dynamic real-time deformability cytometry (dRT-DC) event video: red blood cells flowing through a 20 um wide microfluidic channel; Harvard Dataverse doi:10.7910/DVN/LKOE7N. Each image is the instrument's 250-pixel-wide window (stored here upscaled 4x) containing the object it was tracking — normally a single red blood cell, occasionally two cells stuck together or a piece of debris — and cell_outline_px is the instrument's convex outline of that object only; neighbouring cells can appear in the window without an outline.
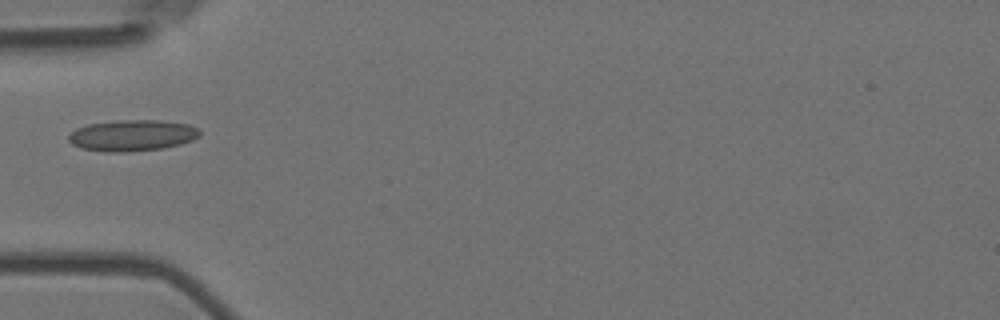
{"species": "Egyptian fruit bat (a non-hibernating species)", "species_latin": "Rousettus aegyptiacus", "temperature_condition": "room temperature", "stored_images_in_passage": 38, "camera_frame_rate_fps": 3000, "um_per_image_px": 0.085, "animal": {"sex": "female"}, "frame": {"image": 1, "passage_image": 1, "time_ms": 0.0, "image_size_px": [1000, 320], "cell_outline_px": [[200, 136], [192, 140], [180, 144], [160, 148], [124, 152], [112, 152], [80, 148], [72, 144], [68, 140], [68, 136], [76, 128], [88, 124], [120, 120], [160, 120], [188, 124], [200, 128]], "centroid_in_image_um": [11.25, 11.5], "position_along_channel_um": 73.7, "area_um2": 23.76}}
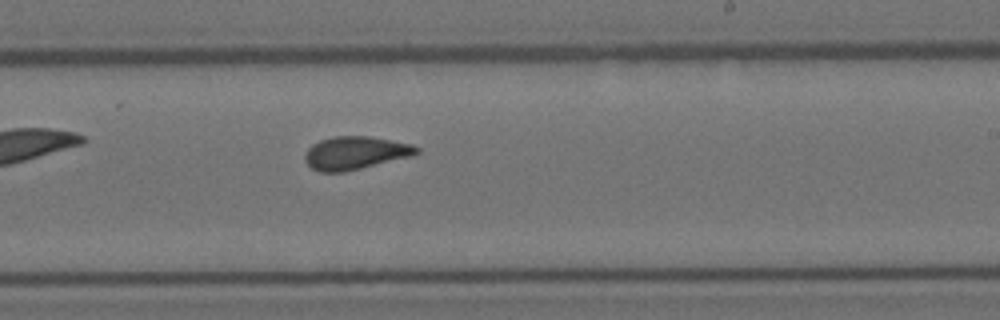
{"frame": {"image": 2, "passage_image": 16, "time_ms": 5.0, "image_size_px": [1000, 320], "cell_outline_px": [[420, 152], [408, 156], [344, 172], [320, 172], [312, 168], [304, 160], [304, 156], [308, 148], [312, 144], [320, 140], [336, 136], [368, 136], [412, 144], [420, 148]], "centroid_in_image_um": [30.16, 12.99], "position_along_channel_um": 258.8, "area_um2": 21.15}}
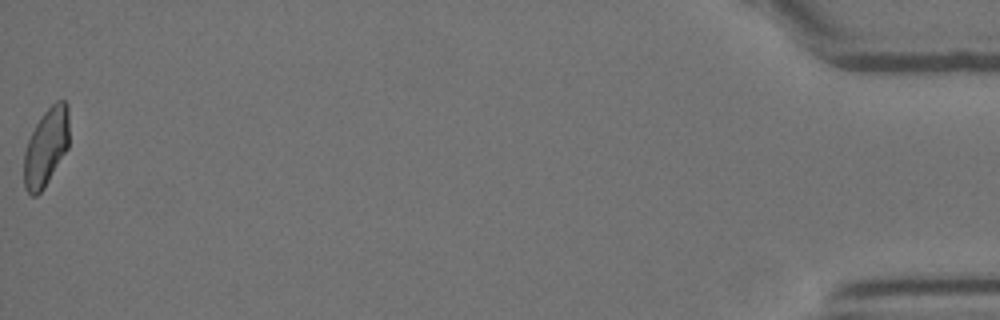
{"frame": {"image": 3, "passage_image": 38, "time_ms": 12.333, "image_size_px": [1000, 320], "cell_outline_px": [[68, 148], [44, 188], [36, 196], [32, 196], [24, 188], [24, 152], [28, 140], [36, 124], [44, 112], [56, 100], [64, 100], [68, 104]], "centroid_in_image_um": [3.91, 12.51], "position_along_channel_um": 431.3, "area_um2": 20.4}}